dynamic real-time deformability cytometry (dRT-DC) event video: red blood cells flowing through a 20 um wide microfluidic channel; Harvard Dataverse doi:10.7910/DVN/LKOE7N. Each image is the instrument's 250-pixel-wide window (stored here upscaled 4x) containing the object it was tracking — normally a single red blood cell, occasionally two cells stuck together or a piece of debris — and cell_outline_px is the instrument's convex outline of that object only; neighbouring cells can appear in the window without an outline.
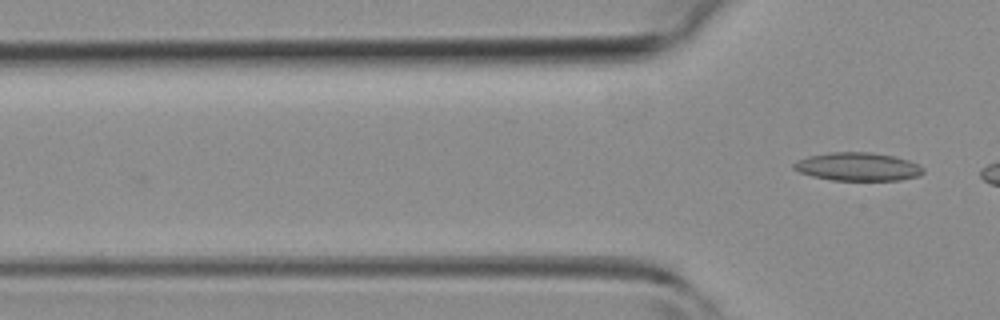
{"species": "common noctule bat (a hibernating species)", "species_latin": "Nyctalus noctula", "temperature_condition": "room temperature", "stored_images_in_passage": 6, "camera_frame_rate_fps": 3000, "um_per_image_px": 0.085, "animal": {"sex": "female", "body_mass_g": 19.3, "forearm_length_mm": 54.1}, "frame": {"image": 1, "passage_image": 6, "time_ms": 6.667, "image_size_px": [1000, 320], "cell_outline_px": [[924, 172], [920, 176], [900, 180], [832, 180], [812, 176], [800, 172], [792, 168], [792, 164], [796, 160], [808, 156], [832, 152], [872, 152], [892, 156], [908, 160], [920, 164], [924, 168]], "centroid_in_image_um": [72.92, 14.17], "position_along_channel_um": 52.9, "area_um2": 21.44}}